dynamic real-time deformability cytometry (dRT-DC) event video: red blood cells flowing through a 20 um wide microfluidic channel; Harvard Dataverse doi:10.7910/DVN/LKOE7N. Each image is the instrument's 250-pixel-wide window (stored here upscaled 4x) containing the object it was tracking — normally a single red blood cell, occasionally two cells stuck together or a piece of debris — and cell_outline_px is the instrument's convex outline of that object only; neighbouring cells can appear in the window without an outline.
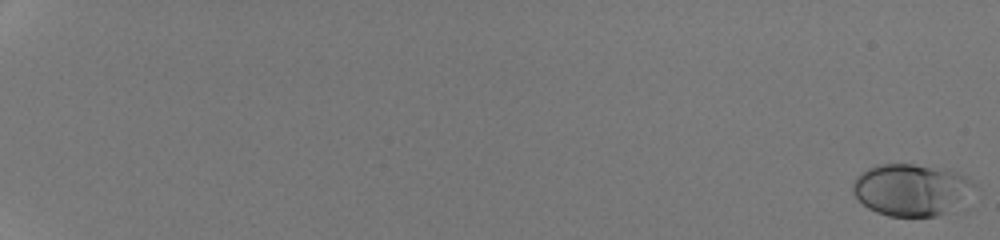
{"species": "human", "species_latin": "Homo sapiens", "temperature_condition": "room temperature", "stored_images_in_passage": 54, "camera_frame_rate_fps": 3000, "um_per_image_px": 0.085, "donor": {"sex": "male"}, "frame": {"image": 1, "passage_image": 1, "time_ms": 0.0, "image_size_px": [1000, 240], "cell_outline_px": [[976, 184], [960, 204], [936, 216], [888, 216], [876, 212], [868, 208], [852, 192], [852, 180], [860, 172], [876, 164], [912, 164], [944, 168], [956, 172], [964, 176]], "centroid_in_image_um": [77.39, 16.11], "position_along_channel_um": 7.6, "area_um2": 36.53}}
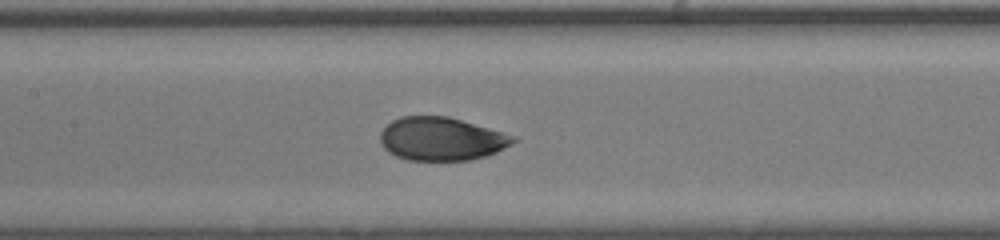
{"frame": {"image": 2, "passage_image": 31, "time_ms": 10.0, "image_size_px": [1000, 240], "cell_outline_px": [[516, 140], [512, 144], [496, 152], [484, 156], [468, 160], [408, 160], [396, 156], [388, 152], [380, 144], [380, 132], [392, 120], [400, 116], [448, 116], [516, 136]], "centroid_in_image_um": [37.49, 11.8], "position_along_channel_um": 169.9, "area_um2": 33.47}}
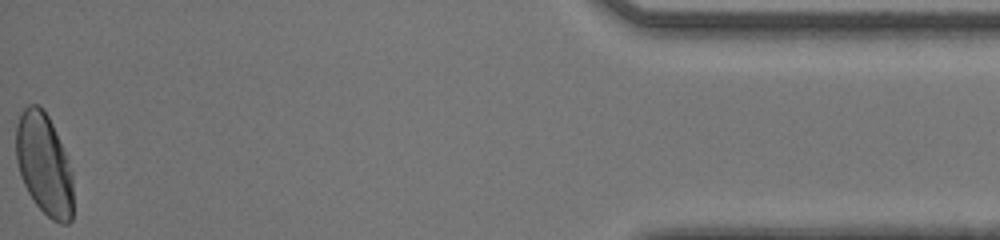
{"frame": {"image": 3, "passage_image": 54, "time_ms": 17.667, "image_size_px": [1000, 240], "cell_outline_px": [[72, 220], [68, 224], [60, 224], [52, 220], [36, 204], [28, 192], [20, 176], [16, 160], [16, 124], [20, 112], [28, 104], [36, 104], [48, 116], [52, 124], [68, 160], [72, 172]], "centroid_in_image_um": [3.73, 13.98], "position_along_channel_um": 431.5, "area_um2": 33.76}, "authors_computed_cell_mechanics": {"area_um2": 33.9575, "velocity_mm_per_s": 4.2599, "shape_relaxation_time_tau1_ms": 3.2622, "shape_relaxation_time_tau2_ms": null, "deformation_change_tau1": 0.1457, "deformation_change_tau2": null}}